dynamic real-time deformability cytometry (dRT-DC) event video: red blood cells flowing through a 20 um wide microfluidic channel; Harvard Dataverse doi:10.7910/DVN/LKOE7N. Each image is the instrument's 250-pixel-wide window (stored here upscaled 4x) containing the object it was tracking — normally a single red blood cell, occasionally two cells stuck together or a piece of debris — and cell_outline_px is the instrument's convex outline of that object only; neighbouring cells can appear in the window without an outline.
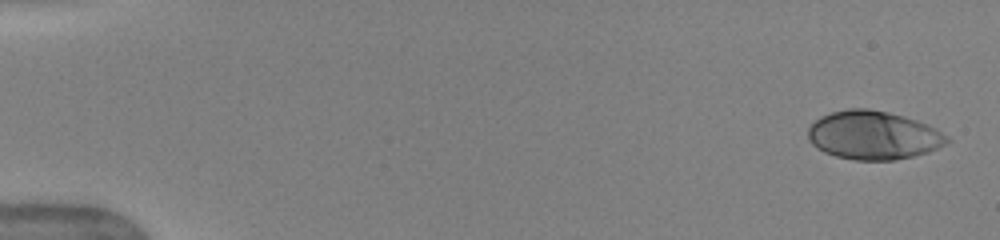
{"species": "human", "species_latin": "Homo sapiens", "temperature_condition": "warm", "stored_images_in_passage": 24, "camera_frame_rate_fps": 3000, "um_per_image_px": 0.085, "donor": {"sex": "female"}, "frame": {"image": 1, "passage_image": 1, "time_ms": 0.0, "image_size_px": [1000, 240], "cell_outline_px": [[952, 140], [928, 152], [896, 160], [856, 160], [836, 156], [824, 152], [816, 148], [808, 140], [808, 128], [820, 116], [832, 112], [848, 108], [868, 108], [888, 112], [904, 116], [928, 124], [936, 128], [948, 136]], "centroid_in_image_um": [74.23, 11.49], "position_along_channel_um": 10.8, "area_um2": 39.42}}
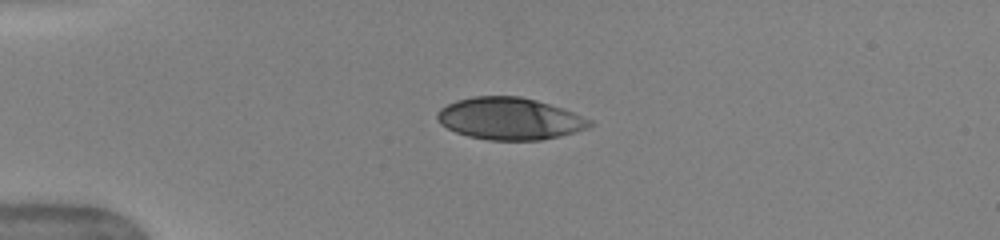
{"frame": {"image": 2, "passage_image": 8, "time_ms": 3.667, "image_size_px": [1000, 240], "cell_outline_px": [[592, 124], [588, 128], [576, 132], [560, 136], [540, 140], [488, 140], [468, 136], [456, 132], [440, 124], [436, 116], [436, 112], [440, 108], [456, 100], [476, 96], [520, 96], [536, 100], [564, 108], [592, 120]], "centroid_in_image_um": [43.33, 10.08], "position_along_channel_um": 41.7, "area_um2": 37.45}}